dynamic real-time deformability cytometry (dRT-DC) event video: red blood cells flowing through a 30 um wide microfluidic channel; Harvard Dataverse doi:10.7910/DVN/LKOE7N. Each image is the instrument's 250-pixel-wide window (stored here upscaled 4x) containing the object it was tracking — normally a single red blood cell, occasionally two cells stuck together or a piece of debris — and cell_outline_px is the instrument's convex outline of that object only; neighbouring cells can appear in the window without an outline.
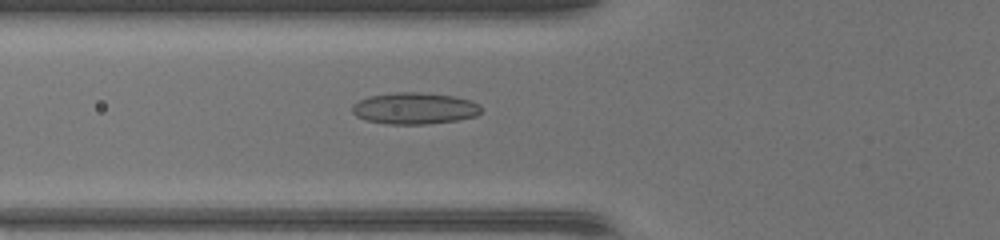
{"species": "common noctule bat (a hibernating species)", "species_latin": "Nyctalus noctula", "temperature_condition": "warm", "stored_images_in_passage": 34, "camera_frame_rate_fps": 3000, "um_per_image_px": 0.085, "animal": {"sex": "female", "body_mass_g": 17.0, "forearm_length_mm": 48.0}, "frame": {"image": 1, "passage_image": 4, "time_ms": 1.0, "image_size_px": [1000, 240], "cell_outline_px": [[480, 112], [476, 116], [456, 120], [424, 124], [388, 124], [368, 120], [356, 116], [352, 112], [352, 104], [368, 96], [396, 92], [420, 92], [452, 96], [468, 100], [480, 104]], "centroid_in_image_um": [35.21, 9.2], "position_along_channel_um": 90.6, "area_um2": 23.52}}
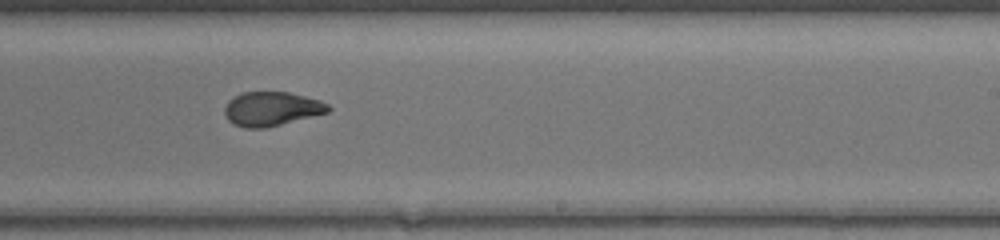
{"frame": {"image": 2, "passage_image": 16, "time_ms": 5.0, "image_size_px": [1000, 240], "cell_outline_px": [[332, 108], [328, 112], [264, 128], [244, 128], [228, 120], [224, 112], [224, 108], [228, 100], [244, 92], [288, 92], [320, 100], [328, 104]], "centroid_in_image_um": [23.08, 9.24], "position_along_channel_um": 265.9, "area_um2": 20.35}}
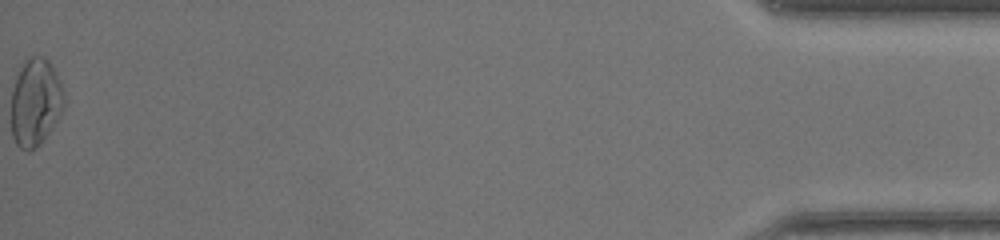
{"frame": {"image": 3, "passage_image": 34, "time_ms": 11.0, "image_size_px": [1000, 240], "cell_outline_px": [[64, 108], [56, 120], [36, 148], [28, 152], [24, 152], [16, 144], [12, 136], [12, 88], [16, 76], [24, 60], [32, 56], [44, 56], [52, 64], [60, 80], [64, 96]], "centroid_in_image_um": [3.0, 8.67], "position_along_channel_um": 432.2, "area_um2": 26.93}, "authors_computed_cell_mechanics": {"area_um2": 21.2415, "velocity_mm_per_s": 4.3722, "shape_relaxation_time_tau1_ms": null, "shape_relaxation_time_tau2_ms": 1.271, "deformation_change_tau1": null, "deformation_change_tau2": 0.074}}